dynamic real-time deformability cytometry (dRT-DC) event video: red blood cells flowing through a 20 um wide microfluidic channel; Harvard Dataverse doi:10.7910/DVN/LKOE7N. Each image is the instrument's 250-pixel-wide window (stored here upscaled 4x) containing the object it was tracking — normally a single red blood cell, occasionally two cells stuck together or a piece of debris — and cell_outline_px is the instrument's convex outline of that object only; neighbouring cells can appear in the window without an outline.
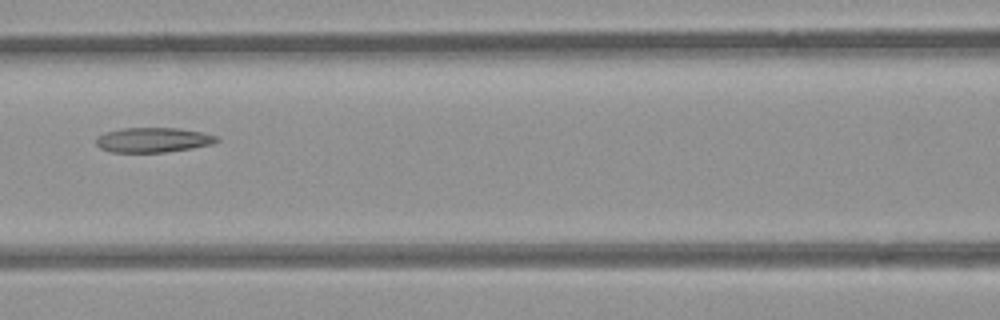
{"species": "common noctule bat (a hibernating species)", "species_latin": "Nyctalus noctula", "temperature_condition": "room temperature", "stored_images_in_passage": 4, "camera_frame_rate_fps": 3000, "um_per_image_px": 0.085, "animal": {"sex": "female", "body_mass_g": 21.9}, "frame": {"image": 1, "passage_image": 3, "time_ms": 3.333, "image_size_px": [1000, 320], "cell_outline_px": [[220, 140], [212, 144], [192, 148], [164, 152], [112, 152], [100, 148], [96, 144], [96, 136], [104, 132], [124, 128], [176, 128], [200, 132], [216, 136]], "centroid_in_image_um": [12.97, 11.89], "position_along_channel_um": 153.6, "area_um2": 17.34}}
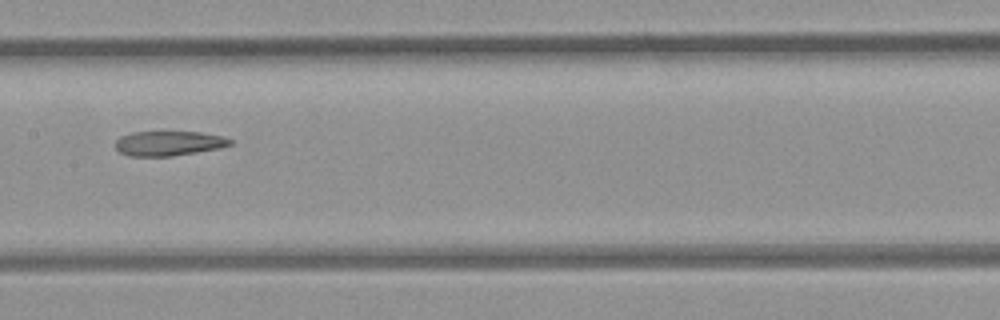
{"frame": {"image": 2, "passage_image": 4, "time_ms": 4.333, "image_size_px": [1000, 320], "cell_outline_px": [[232, 144], [220, 148], [172, 156], [128, 156], [120, 152], [116, 148], [116, 140], [120, 136], [132, 132], [200, 132], [220, 136], [232, 140]], "centroid_in_image_um": [14.32, 12.18], "position_along_channel_um": 193.1, "area_um2": 16.42}}